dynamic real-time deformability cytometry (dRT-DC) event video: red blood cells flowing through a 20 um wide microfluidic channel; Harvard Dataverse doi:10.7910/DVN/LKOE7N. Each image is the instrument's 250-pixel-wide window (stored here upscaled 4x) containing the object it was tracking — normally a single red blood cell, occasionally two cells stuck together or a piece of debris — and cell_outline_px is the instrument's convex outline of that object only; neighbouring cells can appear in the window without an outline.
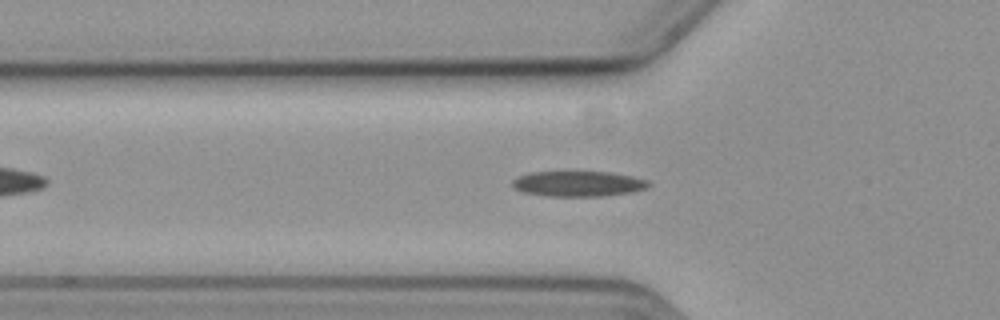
{"species": "common noctule bat (a hibernating species)", "species_latin": "Nyctalus noctula", "temperature_condition": "cold", "stored_images_in_passage": 44, "camera_frame_rate_fps": 3000, "um_per_image_px": 0.085, "animal": {"sex": "female", "body_mass_g": 19.3, "forearm_length_mm": 54.1}, "frame": {"image": 1, "passage_image": 7, "time_ms": 2.0, "image_size_px": [1000, 320], "cell_outline_px": [[652, 184], [648, 188], [632, 192], [604, 196], [548, 196], [524, 192], [512, 188], [512, 180], [520, 176], [532, 172], [608, 172], [632, 176], [648, 180]], "centroid_in_image_um": [49.18, 15.62], "position_along_channel_um": 76.6, "area_um2": 20.17}}
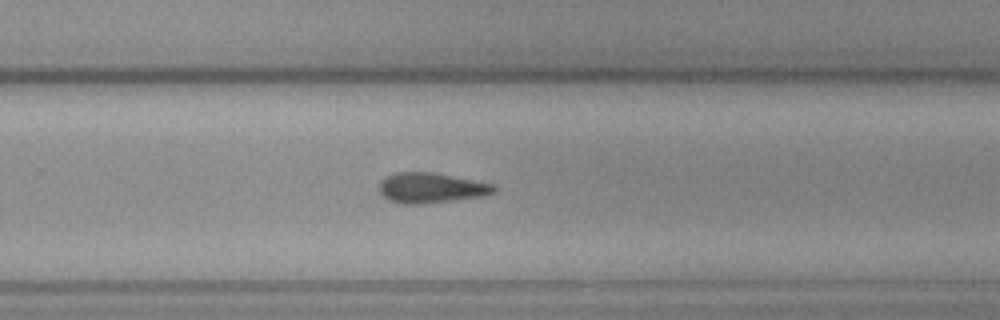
{"frame": {"image": 2, "passage_image": 25, "time_ms": 8.0, "image_size_px": [1000, 320], "cell_outline_px": [[496, 188], [492, 192], [480, 196], [424, 204], [400, 204], [388, 200], [380, 192], [380, 180], [396, 172], [432, 172], [496, 184]], "centroid_in_image_um": [36.61, 15.97], "position_along_channel_um": 293.2, "area_um2": 20.06}}
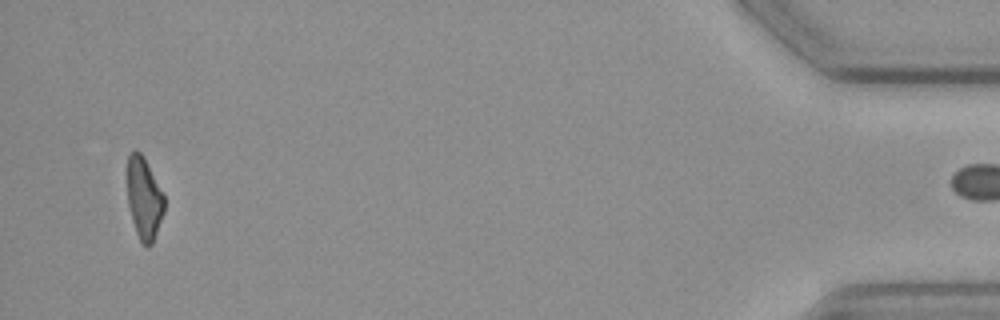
{"frame": {"image": 3, "passage_image": 43, "time_ms": 14.0, "image_size_px": [1000, 320], "cell_outline_px": [[164, 212], [152, 244], [148, 248], [144, 248], [140, 244], [132, 220], [128, 204], [128, 156], [136, 148], [144, 156], [164, 192]], "centroid_in_image_um": [12.26, 16.88], "position_along_channel_um": 422.9, "area_um2": 17.98}}